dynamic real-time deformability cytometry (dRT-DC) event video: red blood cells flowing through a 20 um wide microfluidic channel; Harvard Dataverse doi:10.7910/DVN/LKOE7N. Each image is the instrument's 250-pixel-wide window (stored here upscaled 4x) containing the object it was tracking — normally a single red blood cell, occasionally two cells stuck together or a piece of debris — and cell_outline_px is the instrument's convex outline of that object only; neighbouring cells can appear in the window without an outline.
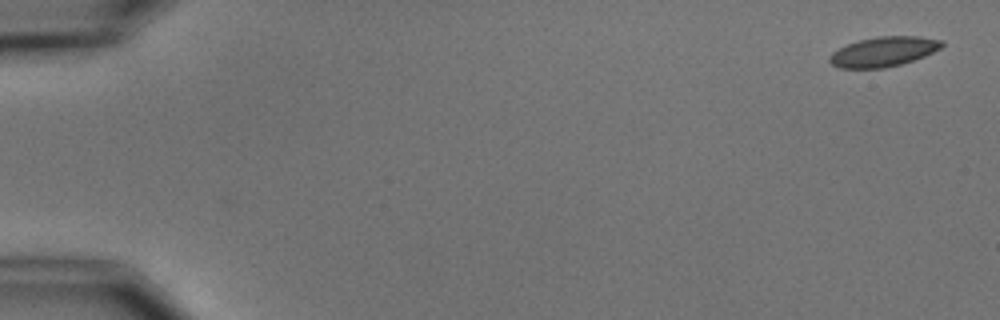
{"species": "common noctule bat (a hibernating species)", "species_latin": "Nyctalus noctula", "temperature_condition": "cold", "stored_images_in_passage": 5, "camera_frame_rate_fps": 3000, "um_per_image_px": 0.085, "animal": {"sex": "male", "body_mass_g": 15.6}, "frame": {"image": 1, "passage_image": 1, "time_ms": 0.0, "image_size_px": [1000, 320], "cell_outline_px": [[944, 44], [940, 48], [924, 56], [900, 64], [884, 68], [840, 68], [832, 64], [828, 60], [828, 56], [832, 52], [848, 44], [860, 40], [876, 36], [916, 36], [944, 40]], "centroid_in_image_um": [75.09, 4.39], "position_along_channel_um": 9.9, "area_um2": 19.36}}
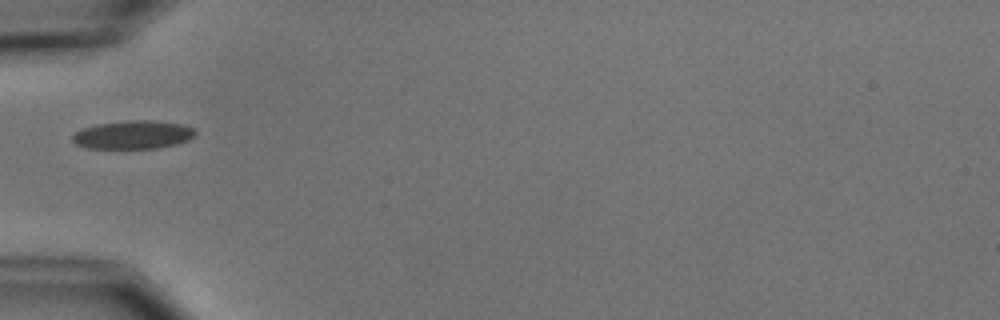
{"frame": {"image": 2, "passage_image": 5, "time_ms": 5.667, "image_size_px": [1000, 320], "cell_outline_px": [[196, 132], [188, 140], [176, 144], [156, 148], [88, 148], [76, 144], [72, 140], [72, 136], [76, 132], [84, 128], [96, 124], [128, 120], [148, 120], [184, 124], [192, 128]], "centroid_in_image_um": [11.3, 11.45], "position_along_channel_um": 73.7, "area_um2": 20.11}}